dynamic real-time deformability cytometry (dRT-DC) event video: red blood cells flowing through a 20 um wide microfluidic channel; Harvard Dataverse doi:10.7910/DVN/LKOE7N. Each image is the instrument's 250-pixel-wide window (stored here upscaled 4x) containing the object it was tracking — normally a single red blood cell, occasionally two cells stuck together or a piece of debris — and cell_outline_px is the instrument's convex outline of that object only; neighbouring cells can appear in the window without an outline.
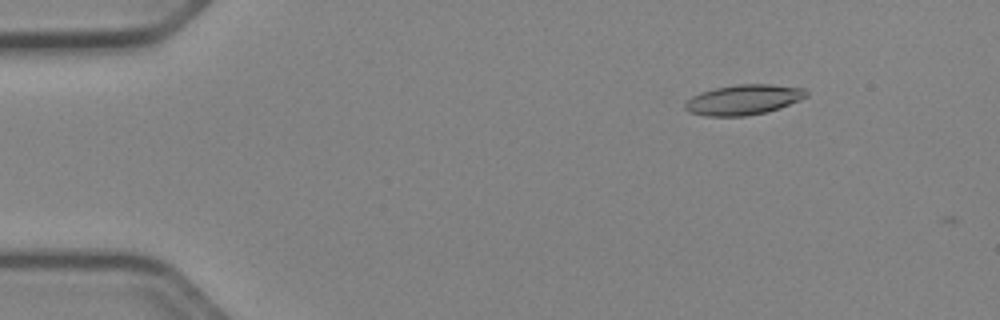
{"species": "Egyptian fruit bat (a non-hibernating species)", "species_latin": "Rousettus aegyptiacus", "temperature_condition": "cold", "stored_images_in_passage": 5, "camera_frame_rate_fps": 3000, "um_per_image_px": 0.085, "animal": {"sex": "female"}, "frame": {"image": 1, "passage_image": 3, "time_ms": 0.667, "image_size_px": [1000, 320], "cell_outline_px": [[808, 96], [800, 100], [780, 108], [764, 112], [744, 116], [704, 116], [688, 112], [684, 108], [684, 104], [692, 96], [700, 92], [716, 88], [736, 84], [772, 84], [804, 88], [808, 92]], "centroid_in_image_um": [63.2, 8.47], "position_along_channel_um": 21.8, "area_um2": 21.39}}